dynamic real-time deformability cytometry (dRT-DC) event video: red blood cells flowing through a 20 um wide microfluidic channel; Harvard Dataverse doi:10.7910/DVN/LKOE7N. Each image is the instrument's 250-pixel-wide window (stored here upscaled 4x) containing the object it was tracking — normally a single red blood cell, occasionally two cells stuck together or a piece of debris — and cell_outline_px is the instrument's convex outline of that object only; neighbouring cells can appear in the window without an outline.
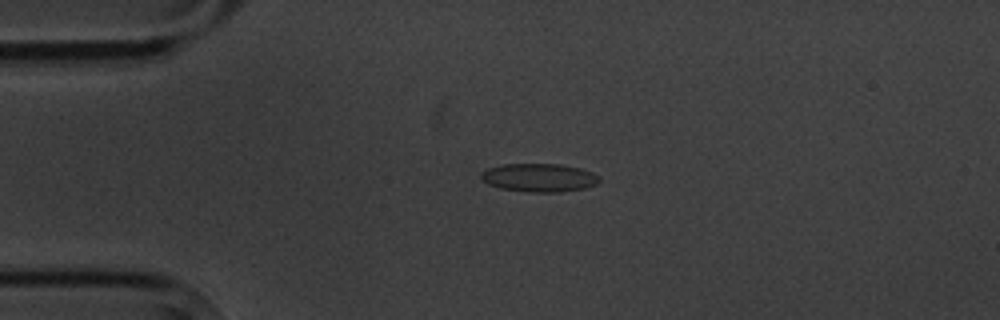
{"species": "common noctule bat (a hibernating species)", "species_latin": "Nyctalus noctula", "temperature_condition": "cold", "stored_images_in_passage": 3, "camera_frame_rate_fps": 3000, "um_per_image_px": 0.085, "animal": {"sex": "male", "body_mass_g": 20.1, "forearm_length_mm": 53.5}, "frame": {"image": 1, "passage_image": 1, "time_ms": 0.0, "image_size_px": [1000, 320], "cell_outline_px": [[600, 180], [596, 184], [588, 188], [560, 192], [528, 192], [500, 188], [488, 184], [480, 176], [480, 172], [488, 168], [500, 164], [560, 164], [580, 168], [592, 172], [600, 176]], "centroid_in_image_um": [45.84, 15.1], "position_along_channel_um": 39.2, "area_um2": 19.71}}
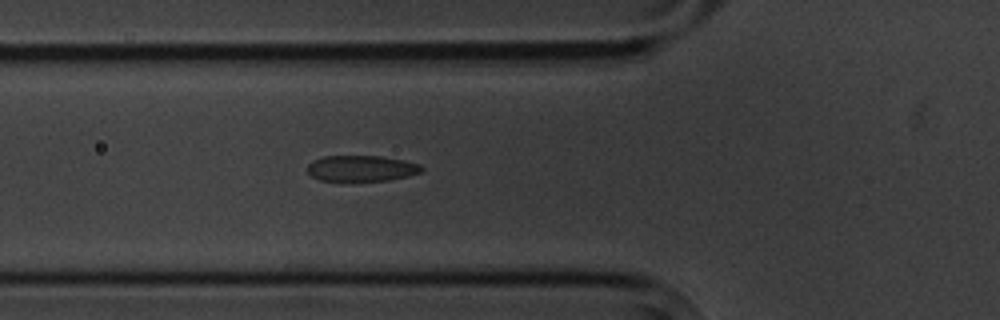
{"frame": {"image": 2, "passage_image": 3, "time_ms": 2.333, "image_size_px": [1000, 320], "cell_outline_px": [[424, 168], [420, 172], [408, 176], [388, 180], [320, 180], [312, 176], [308, 172], [308, 164], [312, 160], [324, 156], [380, 156], [404, 160], [420, 164]], "centroid_in_image_um": [30.73, 14.29], "position_along_channel_um": 95.1, "area_um2": 17.05}}